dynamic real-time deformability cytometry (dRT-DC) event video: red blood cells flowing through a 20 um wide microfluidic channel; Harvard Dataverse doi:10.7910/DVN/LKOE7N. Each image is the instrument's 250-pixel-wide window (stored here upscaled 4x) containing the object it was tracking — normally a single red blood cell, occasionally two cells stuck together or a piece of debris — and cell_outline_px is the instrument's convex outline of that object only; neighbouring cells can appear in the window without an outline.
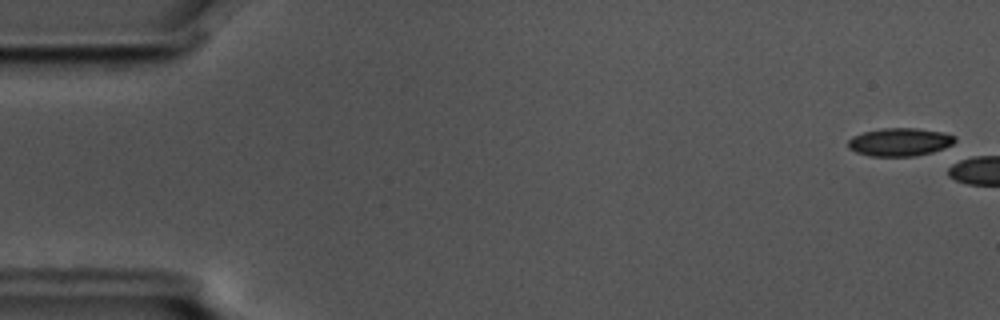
{"species": "common noctule bat (a hibernating species)", "species_latin": "Nyctalus noctula", "temperature_condition": "cold", "stored_images_in_passage": 6, "camera_frame_rate_fps": 3000, "um_per_image_px": 0.085, "animal": {"sex": "male", "body_mass_g": 17.5, "forearm_length_mm": 52.3}, "frame": {"image": 1, "passage_image": 2, "time_ms": 0.333, "image_size_px": [1000, 320], "cell_outline_px": [[956, 140], [952, 144], [944, 148], [932, 152], [916, 156], [868, 156], [856, 152], [848, 148], [848, 140], [852, 136], [864, 132], [884, 128], [916, 128], [944, 132], [956, 136]], "centroid_in_image_um": [76.48, 12.07], "position_along_channel_um": 8.5, "area_um2": 17.57}}